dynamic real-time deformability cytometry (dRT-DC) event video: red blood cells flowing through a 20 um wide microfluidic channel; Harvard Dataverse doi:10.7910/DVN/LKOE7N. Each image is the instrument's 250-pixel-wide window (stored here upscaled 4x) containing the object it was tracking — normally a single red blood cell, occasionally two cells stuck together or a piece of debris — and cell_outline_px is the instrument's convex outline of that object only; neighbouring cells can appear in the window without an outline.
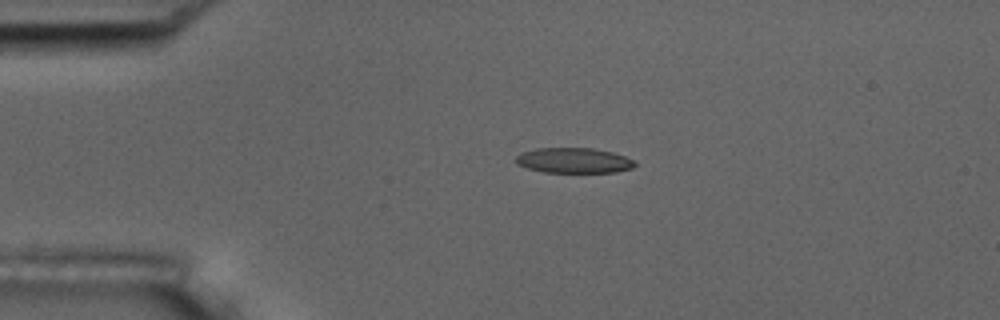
{"species": "common noctule bat (a hibernating species)", "species_latin": "Nyctalus noctula", "temperature_condition": "room temperature", "stored_images_in_passage": 5, "camera_frame_rate_fps": 3000, "um_per_image_px": 0.085, "animal": {"sex": "male", "body_mass_g": 17.5, "forearm_length_mm": 52.3}, "frame": {"image": 1, "passage_image": 3, "time_ms": 2.333, "image_size_px": [1000, 320], "cell_outline_px": [[636, 164], [632, 168], [616, 172], [544, 172], [528, 168], [516, 164], [516, 156], [520, 152], [536, 148], [592, 148], [612, 152], [624, 156], [632, 160]], "centroid_in_image_um": [48.74, 13.63], "position_along_channel_um": 36.3, "area_um2": 17.46}}